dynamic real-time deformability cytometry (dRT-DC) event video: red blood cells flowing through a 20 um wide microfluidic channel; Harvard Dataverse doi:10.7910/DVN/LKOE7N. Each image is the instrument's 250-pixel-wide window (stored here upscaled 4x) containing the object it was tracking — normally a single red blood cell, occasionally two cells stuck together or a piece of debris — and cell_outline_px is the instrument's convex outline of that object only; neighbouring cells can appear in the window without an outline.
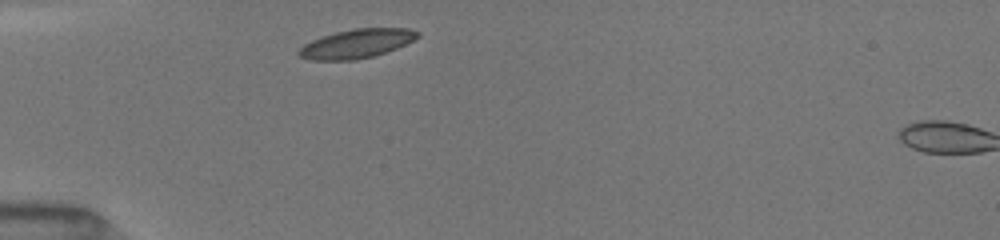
{"species": "common noctule bat (a hibernating species)", "species_latin": "Nyctalus noctula", "temperature_condition": "room temperature", "stored_images_in_passage": 2, "camera_frame_rate_fps": 3000, "um_per_image_px": 0.085, "animal": {"sex": "female", "body_mass_g": 19.5, "forearm_length_mm": 54.1}, "frame": {"image": 1, "passage_image": 1, "time_ms": 0.0, "image_size_px": [1000, 240], "cell_outline_px": [[420, 36], [396, 48], [372, 56], [356, 60], [312, 60], [300, 56], [296, 52], [304, 44], [320, 36], [352, 28], [408, 28], [420, 32]], "centroid_in_image_um": [30.29, 3.7], "position_along_channel_um": 54.7, "area_um2": 19.94}}